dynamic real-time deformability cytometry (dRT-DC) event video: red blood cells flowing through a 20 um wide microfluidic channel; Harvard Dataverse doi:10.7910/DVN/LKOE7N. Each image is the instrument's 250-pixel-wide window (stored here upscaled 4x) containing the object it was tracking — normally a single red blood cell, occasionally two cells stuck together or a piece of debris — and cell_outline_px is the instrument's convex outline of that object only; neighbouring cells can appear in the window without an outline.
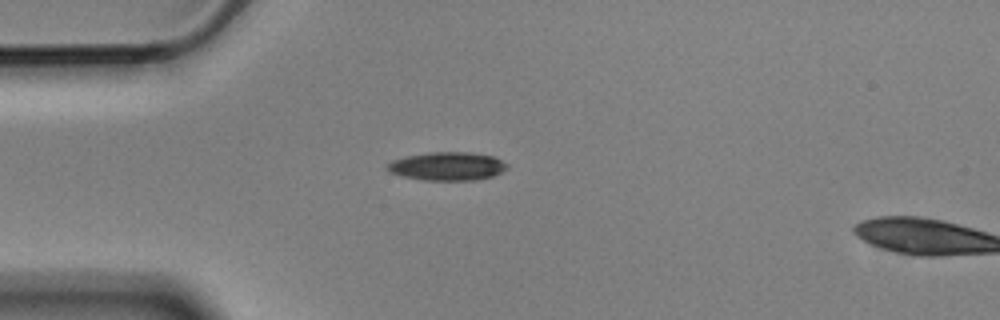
{"species": "Egyptian fruit bat (a non-hibernating species)", "species_latin": "Rousettus aegyptiacus", "temperature_condition": "cold", "stored_images_in_passage": 2, "segment_of_instrument_passage": [1, 2], "camera_frame_rate_fps": 3000, "um_per_image_px": 0.085, "animal": {"sex": "male"}, "frame": {"image": 1, "passage_image": 1, "time_ms": 0.0, "image_size_px": [1000, 320], "cell_outline_px": [[508, 168], [492, 176], [476, 180], [424, 180], [404, 176], [388, 172], [384, 168], [392, 160], [408, 156], [428, 152], [468, 152], [492, 156], [508, 164]], "centroid_in_image_um": [38.0, 14.13], "position_along_channel_um": 47.0, "area_um2": 19.71}}